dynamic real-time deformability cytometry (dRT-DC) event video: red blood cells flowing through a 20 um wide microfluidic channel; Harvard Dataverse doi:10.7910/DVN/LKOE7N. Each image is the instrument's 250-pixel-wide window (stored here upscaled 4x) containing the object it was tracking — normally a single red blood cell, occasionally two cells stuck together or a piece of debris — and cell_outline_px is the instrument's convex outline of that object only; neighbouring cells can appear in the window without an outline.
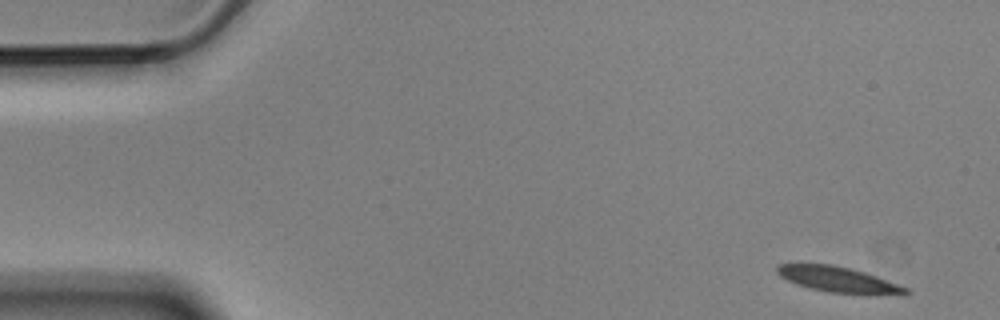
{"species": "Egyptian fruit bat (a non-hibernating species)", "species_latin": "Rousettus aegyptiacus", "temperature_condition": "cold", "stored_images_in_passage": 8, "camera_frame_rate_fps": 3000, "um_per_image_px": 0.085, "animal": {"sex": "male"}, "frame": {"image": 1, "passage_image": 1, "time_ms": 0.0, "image_size_px": [1000, 320], "cell_outline_px": [[912, 292], [828, 292], [796, 284], [780, 276], [776, 272], [776, 264], [832, 264], [864, 272], [876, 276], [908, 288]], "centroid_in_image_um": [71.08, 23.7], "position_along_channel_um": 13.9, "area_um2": 17.98}}
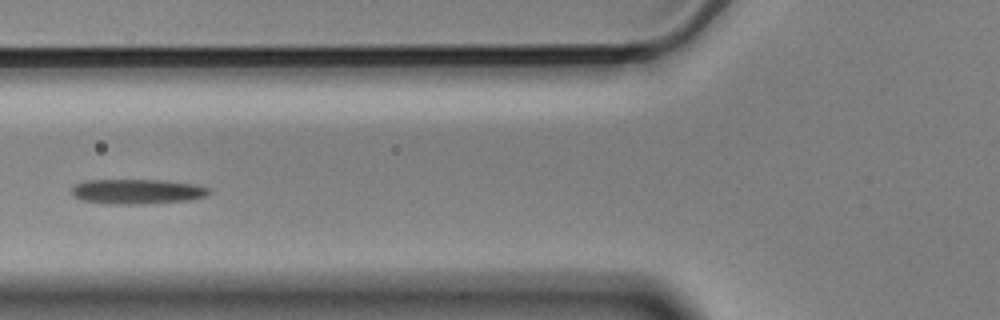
{"frame": {"image": 2, "passage_image": 6, "time_ms": 1.667, "image_size_px": [1000, 320], "cell_outline_px": [[212, 192], [204, 196], [188, 200], [144, 204], [108, 204], [80, 200], [72, 196], [72, 184], [84, 180], [164, 180], [196, 184], [212, 188]], "centroid_in_image_um": [11.63, 16.27], "position_along_channel_um": 114.2, "area_um2": 20.29}}
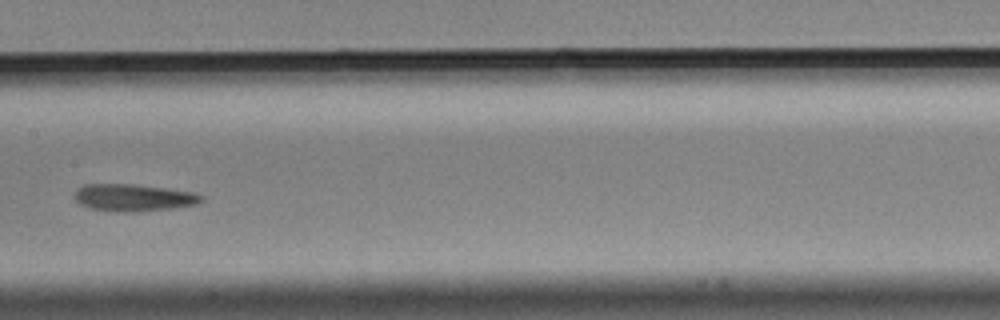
{"frame": {"image": 3, "passage_image": 8, "time_ms": 2.333, "image_size_px": [1000, 320], "cell_outline_px": [[204, 200], [200, 204], [172, 208], [132, 212], [116, 212], [92, 208], [80, 204], [76, 200], [76, 188], [84, 184], [132, 184], [196, 192], [204, 196]], "centroid_in_image_um": [11.4, 16.8], "position_along_channel_um": 196.0, "area_um2": 20.11}}